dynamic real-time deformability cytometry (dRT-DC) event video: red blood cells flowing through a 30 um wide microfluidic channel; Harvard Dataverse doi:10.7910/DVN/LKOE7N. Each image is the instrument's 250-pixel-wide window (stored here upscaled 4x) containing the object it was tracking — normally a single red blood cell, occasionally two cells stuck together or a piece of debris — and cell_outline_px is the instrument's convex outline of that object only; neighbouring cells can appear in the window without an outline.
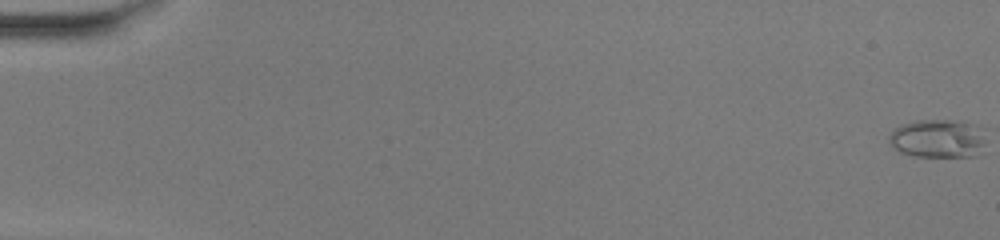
{"species": "common noctule bat (a hibernating species)", "species_latin": "Nyctalus noctula", "temperature_condition": "warm", "stored_images_in_passage": 52, "camera_frame_rate_fps": 3000, "um_per_image_px": 0.085, "animal": {"sex": "female", "body_mass_g": 20.0, "forearm_length_mm": 54.0}, "frame": {"image": 1, "passage_image": 1, "time_ms": 0.0, "image_size_px": [1000, 240], "cell_outline_px": [[984, 140], [976, 156], [912, 156], [900, 152], [892, 148], [888, 140], [888, 136], [896, 128], [904, 124], [916, 120], [956, 120], [972, 124], [984, 128]], "centroid_in_image_um": [79.69, 11.77], "position_along_channel_um": 5.3, "area_um2": 21.68}}
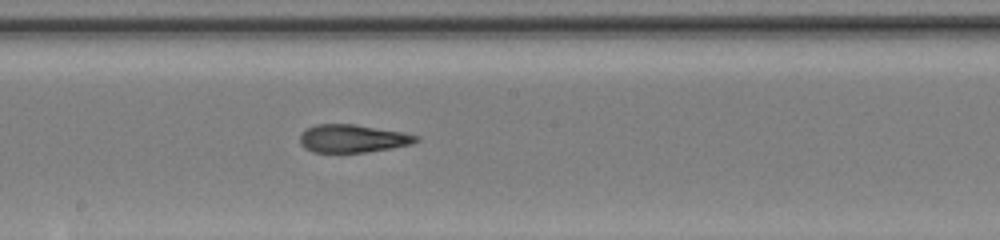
{"frame": {"image": 2, "passage_image": 30, "time_ms": 9.667, "image_size_px": [1000, 240], "cell_outline_px": [[420, 140], [412, 144], [392, 148], [368, 152], [312, 152], [304, 148], [300, 144], [300, 132], [316, 124], [356, 124], [404, 132], [420, 136]], "centroid_in_image_um": [30.0, 11.77], "position_along_channel_um": 218.2, "area_um2": 19.19}}
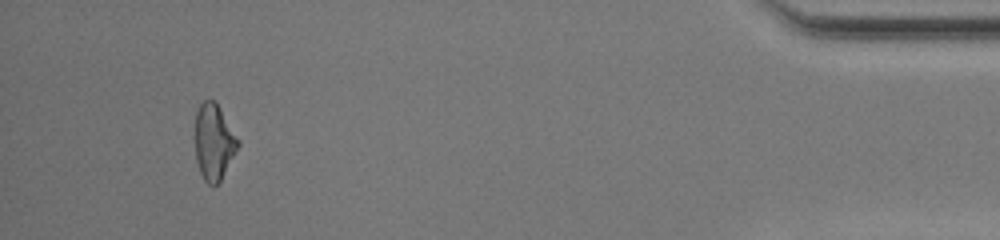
{"frame": {"image": 3, "passage_image": 49, "time_ms": 16.0, "image_size_px": [1000, 240], "cell_outline_px": [[240, 144], [220, 180], [216, 184], [208, 184], [204, 180], [200, 172], [196, 160], [196, 112], [200, 104], [204, 100], [216, 100], [240, 140]], "centroid_in_image_um": [18.19, 12.02], "position_along_channel_um": 417.0, "area_um2": 18.9}, "authors_computed_cell_mechanics": {"area_um2": 19.6809, "velocity_mm_per_s": 4.1496, "shape_relaxation_time_tau1_ms": null, "shape_relaxation_time_tau2_ms": 2.1647, "deformation_change_tau1": null, "deformation_change_tau2": 0.1057}}